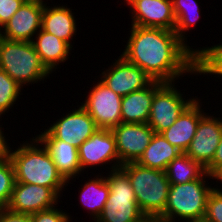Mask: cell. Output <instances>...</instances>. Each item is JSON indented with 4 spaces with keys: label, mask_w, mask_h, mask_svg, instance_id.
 <instances>
[{
    "label": "cell",
    "mask_w": 222,
    "mask_h": 222,
    "mask_svg": "<svg viewBox=\"0 0 222 222\" xmlns=\"http://www.w3.org/2000/svg\"><path fill=\"white\" fill-rule=\"evenodd\" d=\"M98 80L93 87H90L84 103L82 101L80 104L95 121L98 128L111 130L122 123V97L100 79Z\"/></svg>",
    "instance_id": "obj_9"
},
{
    "label": "cell",
    "mask_w": 222,
    "mask_h": 222,
    "mask_svg": "<svg viewBox=\"0 0 222 222\" xmlns=\"http://www.w3.org/2000/svg\"><path fill=\"white\" fill-rule=\"evenodd\" d=\"M2 129V125H0V153H7L10 143L7 142L9 140L5 137Z\"/></svg>",
    "instance_id": "obj_34"
},
{
    "label": "cell",
    "mask_w": 222,
    "mask_h": 222,
    "mask_svg": "<svg viewBox=\"0 0 222 222\" xmlns=\"http://www.w3.org/2000/svg\"><path fill=\"white\" fill-rule=\"evenodd\" d=\"M199 48L197 49V70L199 74L216 75L214 77L217 78L222 77V43Z\"/></svg>",
    "instance_id": "obj_26"
},
{
    "label": "cell",
    "mask_w": 222,
    "mask_h": 222,
    "mask_svg": "<svg viewBox=\"0 0 222 222\" xmlns=\"http://www.w3.org/2000/svg\"><path fill=\"white\" fill-rule=\"evenodd\" d=\"M24 2V0H8L0 4V29L9 21Z\"/></svg>",
    "instance_id": "obj_31"
},
{
    "label": "cell",
    "mask_w": 222,
    "mask_h": 222,
    "mask_svg": "<svg viewBox=\"0 0 222 222\" xmlns=\"http://www.w3.org/2000/svg\"><path fill=\"white\" fill-rule=\"evenodd\" d=\"M72 110L66 115L63 114V117L61 116L35 137L37 139H58L78 148L99 128L81 105Z\"/></svg>",
    "instance_id": "obj_8"
},
{
    "label": "cell",
    "mask_w": 222,
    "mask_h": 222,
    "mask_svg": "<svg viewBox=\"0 0 222 222\" xmlns=\"http://www.w3.org/2000/svg\"><path fill=\"white\" fill-rule=\"evenodd\" d=\"M29 140L20 143L16 149L8 146L7 155L14 167L15 182L48 187L62 197L67 181L58 172L43 144L36 137Z\"/></svg>",
    "instance_id": "obj_2"
},
{
    "label": "cell",
    "mask_w": 222,
    "mask_h": 222,
    "mask_svg": "<svg viewBox=\"0 0 222 222\" xmlns=\"http://www.w3.org/2000/svg\"><path fill=\"white\" fill-rule=\"evenodd\" d=\"M108 173L105 176L109 185L108 202L95 222H143L146 216L137 205L127 174L121 168Z\"/></svg>",
    "instance_id": "obj_6"
},
{
    "label": "cell",
    "mask_w": 222,
    "mask_h": 222,
    "mask_svg": "<svg viewBox=\"0 0 222 222\" xmlns=\"http://www.w3.org/2000/svg\"><path fill=\"white\" fill-rule=\"evenodd\" d=\"M175 82H164L154 93L147 124L158 134L171 127L197 96L185 99Z\"/></svg>",
    "instance_id": "obj_7"
},
{
    "label": "cell",
    "mask_w": 222,
    "mask_h": 222,
    "mask_svg": "<svg viewBox=\"0 0 222 222\" xmlns=\"http://www.w3.org/2000/svg\"><path fill=\"white\" fill-rule=\"evenodd\" d=\"M0 69L20 86L32 85L50 77L32 42L0 37Z\"/></svg>",
    "instance_id": "obj_5"
},
{
    "label": "cell",
    "mask_w": 222,
    "mask_h": 222,
    "mask_svg": "<svg viewBox=\"0 0 222 222\" xmlns=\"http://www.w3.org/2000/svg\"><path fill=\"white\" fill-rule=\"evenodd\" d=\"M203 221L222 222V188L214 186V189L207 199Z\"/></svg>",
    "instance_id": "obj_29"
},
{
    "label": "cell",
    "mask_w": 222,
    "mask_h": 222,
    "mask_svg": "<svg viewBox=\"0 0 222 222\" xmlns=\"http://www.w3.org/2000/svg\"><path fill=\"white\" fill-rule=\"evenodd\" d=\"M8 0H0V4H2L3 2H7Z\"/></svg>",
    "instance_id": "obj_40"
},
{
    "label": "cell",
    "mask_w": 222,
    "mask_h": 222,
    "mask_svg": "<svg viewBox=\"0 0 222 222\" xmlns=\"http://www.w3.org/2000/svg\"><path fill=\"white\" fill-rule=\"evenodd\" d=\"M24 90L16 81H14L4 70L0 69V117L16 104L21 90Z\"/></svg>",
    "instance_id": "obj_27"
},
{
    "label": "cell",
    "mask_w": 222,
    "mask_h": 222,
    "mask_svg": "<svg viewBox=\"0 0 222 222\" xmlns=\"http://www.w3.org/2000/svg\"><path fill=\"white\" fill-rule=\"evenodd\" d=\"M222 136V118L206 113L185 154L206 168L213 160Z\"/></svg>",
    "instance_id": "obj_15"
},
{
    "label": "cell",
    "mask_w": 222,
    "mask_h": 222,
    "mask_svg": "<svg viewBox=\"0 0 222 222\" xmlns=\"http://www.w3.org/2000/svg\"><path fill=\"white\" fill-rule=\"evenodd\" d=\"M60 199L51 188L15 182L7 209L31 215L56 207Z\"/></svg>",
    "instance_id": "obj_13"
},
{
    "label": "cell",
    "mask_w": 222,
    "mask_h": 222,
    "mask_svg": "<svg viewBox=\"0 0 222 222\" xmlns=\"http://www.w3.org/2000/svg\"><path fill=\"white\" fill-rule=\"evenodd\" d=\"M78 157L81 173L84 172L85 168L90 167L91 169L96 166L97 169V165L102 167L111 164L109 170L119 168V156L112 131L101 128L96 130L91 137L78 147Z\"/></svg>",
    "instance_id": "obj_10"
},
{
    "label": "cell",
    "mask_w": 222,
    "mask_h": 222,
    "mask_svg": "<svg viewBox=\"0 0 222 222\" xmlns=\"http://www.w3.org/2000/svg\"><path fill=\"white\" fill-rule=\"evenodd\" d=\"M72 10L60 4L44 6L41 29L67 42L73 48L72 40L77 34V23Z\"/></svg>",
    "instance_id": "obj_19"
},
{
    "label": "cell",
    "mask_w": 222,
    "mask_h": 222,
    "mask_svg": "<svg viewBox=\"0 0 222 222\" xmlns=\"http://www.w3.org/2000/svg\"><path fill=\"white\" fill-rule=\"evenodd\" d=\"M25 2H30V3H37V4H41L43 6H46L47 3L44 0H24ZM48 1V0H47Z\"/></svg>",
    "instance_id": "obj_36"
},
{
    "label": "cell",
    "mask_w": 222,
    "mask_h": 222,
    "mask_svg": "<svg viewBox=\"0 0 222 222\" xmlns=\"http://www.w3.org/2000/svg\"><path fill=\"white\" fill-rule=\"evenodd\" d=\"M15 183L14 167L8 155L0 159V210L6 209Z\"/></svg>",
    "instance_id": "obj_28"
},
{
    "label": "cell",
    "mask_w": 222,
    "mask_h": 222,
    "mask_svg": "<svg viewBox=\"0 0 222 222\" xmlns=\"http://www.w3.org/2000/svg\"><path fill=\"white\" fill-rule=\"evenodd\" d=\"M202 101L198 97L183 111L174 124L161 135L182 153L188 149L196 134L200 119L206 114L202 108Z\"/></svg>",
    "instance_id": "obj_17"
},
{
    "label": "cell",
    "mask_w": 222,
    "mask_h": 222,
    "mask_svg": "<svg viewBox=\"0 0 222 222\" xmlns=\"http://www.w3.org/2000/svg\"><path fill=\"white\" fill-rule=\"evenodd\" d=\"M38 140L47 149L58 172L67 181L66 186L72 184L70 181H73V178L76 180L78 176L77 179H79V175H81V166L79 163L78 148L58 139Z\"/></svg>",
    "instance_id": "obj_20"
},
{
    "label": "cell",
    "mask_w": 222,
    "mask_h": 222,
    "mask_svg": "<svg viewBox=\"0 0 222 222\" xmlns=\"http://www.w3.org/2000/svg\"><path fill=\"white\" fill-rule=\"evenodd\" d=\"M130 26L125 49L120 55L153 80L177 83L186 74L199 75L197 55L174 31Z\"/></svg>",
    "instance_id": "obj_1"
},
{
    "label": "cell",
    "mask_w": 222,
    "mask_h": 222,
    "mask_svg": "<svg viewBox=\"0 0 222 222\" xmlns=\"http://www.w3.org/2000/svg\"><path fill=\"white\" fill-rule=\"evenodd\" d=\"M163 83L153 80L147 87L123 96L121 102L122 123H147L154 93Z\"/></svg>",
    "instance_id": "obj_18"
},
{
    "label": "cell",
    "mask_w": 222,
    "mask_h": 222,
    "mask_svg": "<svg viewBox=\"0 0 222 222\" xmlns=\"http://www.w3.org/2000/svg\"><path fill=\"white\" fill-rule=\"evenodd\" d=\"M58 206L40 211L34 214H31L33 222H71L72 216H69L67 211H63L64 209L57 208Z\"/></svg>",
    "instance_id": "obj_30"
},
{
    "label": "cell",
    "mask_w": 222,
    "mask_h": 222,
    "mask_svg": "<svg viewBox=\"0 0 222 222\" xmlns=\"http://www.w3.org/2000/svg\"><path fill=\"white\" fill-rule=\"evenodd\" d=\"M220 167H222V136L216 149L212 162L205 168L209 175H213Z\"/></svg>",
    "instance_id": "obj_33"
},
{
    "label": "cell",
    "mask_w": 222,
    "mask_h": 222,
    "mask_svg": "<svg viewBox=\"0 0 222 222\" xmlns=\"http://www.w3.org/2000/svg\"><path fill=\"white\" fill-rule=\"evenodd\" d=\"M152 222H159V218H152Z\"/></svg>",
    "instance_id": "obj_39"
},
{
    "label": "cell",
    "mask_w": 222,
    "mask_h": 222,
    "mask_svg": "<svg viewBox=\"0 0 222 222\" xmlns=\"http://www.w3.org/2000/svg\"><path fill=\"white\" fill-rule=\"evenodd\" d=\"M173 11L176 17L174 32L197 55V48L189 46L186 32L196 26L200 20V7L197 0H172ZM191 28V29H190ZM187 39V40H186Z\"/></svg>",
    "instance_id": "obj_24"
},
{
    "label": "cell",
    "mask_w": 222,
    "mask_h": 222,
    "mask_svg": "<svg viewBox=\"0 0 222 222\" xmlns=\"http://www.w3.org/2000/svg\"><path fill=\"white\" fill-rule=\"evenodd\" d=\"M211 179L212 175L205 172L199 179L170 185L165 210L158 218L163 222L203 221L207 199L214 189L206 183Z\"/></svg>",
    "instance_id": "obj_3"
},
{
    "label": "cell",
    "mask_w": 222,
    "mask_h": 222,
    "mask_svg": "<svg viewBox=\"0 0 222 222\" xmlns=\"http://www.w3.org/2000/svg\"><path fill=\"white\" fill-rule=\"evenodd\" d=\"M111 131L116 141L119 168L137 162L155 133L147 123H121Z\"/></svg>",
    "instance_id": "obj_11"
},
{
    "label": "cell",
    "mask_w": 222,
    "mask_h": 222,
    "mask_svg": "<svg viewBox=\"0 0 222 222\" xmlns=\"http://www.w3.org/2000/svg\"><path fill=\"white\" fill-rule=\"evenodd\" d=\"M213 179L212 180H216V183H218V181L221 182L222 184V167H220L213 175H212Z\"/></svg>",
    "instance_id": "obj_35"
},
{
    "label": "cell",
    "mask_w": 222,
    "mask_h": 222,
    "mask_svg": "<svg viewBox=\"0 0 222 222\" xmlns=\"http://www.w3.org/2000/svg\"><path fill=\"white\" fill-rule=\"evenodd\" d=\"M180 154L182 152L161 134L154 133L150 144L136 163L143 167L165 171L168 164Z\"/></svg>",
    "instance_id": "obj_22"
},
{
    "label": "cell",
    "mask_w": 222,
    "mask_h": 222,
    "mask_svg": "<svg viewBox=\"0 0 222 222\" xmlns=\"http://www.w3.org/2000/svg\"><path fill=\"white\" fill-rule=\"evenodd\" d=\"M99 175L94 176L92 179H87L88 181L81 185V190H79V201L82 208L85 207V209L89 210L88 214H90L93 221H96L100 216L105 204L108 202L109 195V185L106 177Z\"/></svg>",
    "instance_id": "obj_23"
},
{
    "label": "cell",
    "mask_w": 222,
    "mask_h": 222,
    "mask_svg": "<svg viewBox=\"0 0 222 222\" xmlns=\"http://www.w3.org/2000/svg\"><path fill=\"white\" fill-rule=\"evenodd\" d=\"M32 43L44 66L51 72L69 59L72 47L55 35L42 29L35 35Z\"/></svg>",
    "instance_id": "obj_21"
},
{
    "label": "cell",
    "mask_w": 222,
    "mask_h": 222,
    "mask_svg": "<svg viewBox=\"0 0 222 222\" xmlns=\"http://www.w3.org/2000/svg\"><path fill=\"white\" fill-rule=\"evenodd\" d=\"M112 64L102 71L99 78L121 97L143 89L153 81L142 69L128 62L122 55Z\"/></svg>",
    "instance_id": "obj_12"
},
{
    "label": "cell",
    "mask_w": 222,
    "mask_h": 222,
    "mask_svg": "<svg viewBox=\"0 0 222 222\" xmlns=\"http://www.w3.org/2000/svg\"><path fill=\"white\" fill-rule=\"evenodd\" d=\"M165 172L170 185H174L199 179L206 171L200 163L182 153L168 164Z\"/></svg>",
    "instance_id": "obj_25"
},
{
    "label": "cell",
    "mask_w": 222,
    "mask_h": 222,
    "mask_svg": "<svg viewBox=\"0 0 222 222\" xmlns=\"http://www.w3.org/2000/svg\"><path fill=\"white\" fill-rule=\"evenodd\" d=\"M120 168L129 178L140 211L146 218H158L165 210L170 188L166 172L136 162L123 164Z\"/></svg>",
    "instance_id": "obj_4"
},
{
    "label": "cell",
    "mask_w": 222,
    "mask_h": 222,
    "mask_svg": "<svg viewBox=\"0 0 222 222\" xmlns=\"http://www.w3.org/2000/svg\"><path fill=\"white\" fill-rule=\"evenodd\" d=\"M43 9L44 6L41 4L24 2L0 29V37L32 42L41 29Z\"/></svg>",
    "instance_id": "obj_16"
},
{
    "label": "cell",
    "mask_w": 222,
    "mask_h": 222,
    "mask_svg": "<svg viewBox=\"0 0 222 222\" xmlns=\"http://www.w3.org/2000/svg\"><path fill=\"white\" fill-rule=\"evenodd\" d=\"M7 155V153H0V159L2 158V157H5Z\"/></svg>",
    "instance_id": "obj_38"
},
{
    "label": "cell",
    "mask_w": 222,
    "mask_h": 222,
    "mask_svg": "<svg viewBox=\"0 0 222 222\" xmlns=\"http://www.w3.org/2000/svg\"><path fill=\"white\" fill-rule=\"evenodd\" d=\"M143 222H152V218H146Z\"/></svg>",
    "instance_id": "obj_37"
},
{
    "label": "cell",
    "mask_w": 222,
    "mask_h": 222,
    "mask_svg": "<svg viewBox=\"0 0 222 222\" xmlns=\"http://www.w3.org/2000/svg\"><path fill=\"white\" fill-rule=\"evenodd\" d=\"M0 222H33L30 214L15 213L10 210H0Z\"/></svg>",
    "instance_id": "obj_32"
},
{
    "label": "cell",
    "mask_w": 222,
    "mask_h": 222,
    "mask_svg": "<svg viewBox=\"0 0 222 222\" xmlns=\"http://www.w3.org/2000/svg\"><path fill=\"white\" fill-rule=\"evenodd\" d=\"M131 25L175 30L176 17L172 0H126Z\"/></svg>",
    "instance_id": "obj_14"
}]
</instances>
